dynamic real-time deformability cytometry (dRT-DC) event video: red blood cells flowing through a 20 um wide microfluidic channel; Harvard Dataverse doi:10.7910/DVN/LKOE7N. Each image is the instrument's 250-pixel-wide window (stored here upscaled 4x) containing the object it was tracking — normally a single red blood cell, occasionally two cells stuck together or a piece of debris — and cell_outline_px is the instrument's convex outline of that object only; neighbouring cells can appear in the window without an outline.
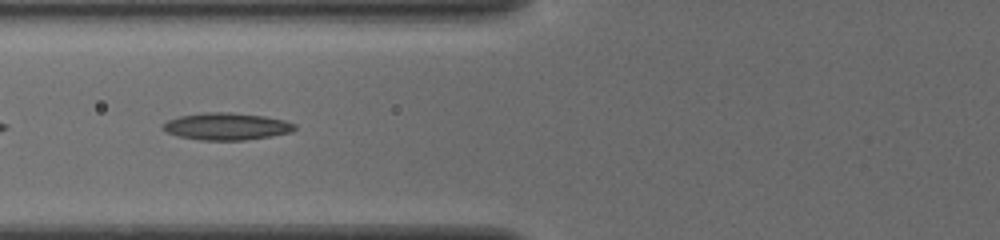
{"species": "common noctule bat (a hibernating species)", "species_latin": "Nyctalus noctula", "temperature_condition": "cold", "stored_images_in_passage": 19, "camera_frame_rate_fps": 3000, "um_per_image_px": 0.085, "animal": {"sex": "female", "body_mass_g": 19.5, "forearm_length_mm": 54.1}, "frame": {"image": 1, "passage_image": 4, "time_ms": 1.0, "image_size_px": [1000, 240], "cell_outline_px": [[296, 128], [292, 132], [272, 136], [244, 140], [200, 140], [176, 136], [160, 128], [168, 120], [180, 116], [204, 112], [228, 112], [264, 116], [284, 120], [296, 124]], "centroid_in_image_um": [19.26, 10.75], "position_along_channel_um": 106.5, "area_um2": 20.87}}